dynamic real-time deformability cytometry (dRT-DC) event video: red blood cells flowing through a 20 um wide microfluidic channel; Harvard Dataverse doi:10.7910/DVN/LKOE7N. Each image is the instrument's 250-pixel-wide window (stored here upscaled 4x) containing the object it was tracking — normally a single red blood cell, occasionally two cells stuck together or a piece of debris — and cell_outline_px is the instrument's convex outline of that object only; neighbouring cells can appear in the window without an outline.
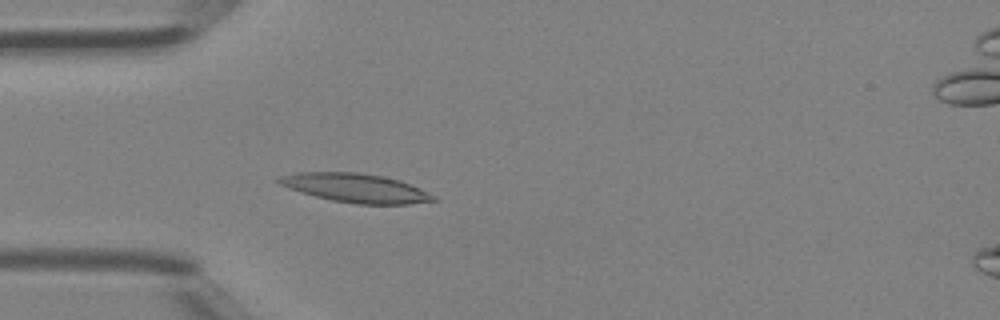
{"species": "Egyptian fruit bat (a non-hibernating species)", "species_latin": "Rousettus aegyptiacus", "temperature_condition": "room temperature", "stored_images_in_passage": 3, "camera_frame_rate_fps": 3000, "um_per_image_px": 0.085, "animal": {"sex": "female"}, "frame": {"image": 1, "passage_image": 3, "time_ms": 0.667, "image_size_px": [1000, 320], "cell_outline_px": [[440, 200], [408, 204], [356, 204], [332, 200], [300, 192], [288, 188], [280, 184], [276, 180], [280, 176], [296, 172], [356, 172], [380, 176], [400, 180], [420, 188], [436, 196]], "centroid_in_image_um": [30.25, 15.98], "position_along_channel_um": 54.8, "area_um2": 25.95}}